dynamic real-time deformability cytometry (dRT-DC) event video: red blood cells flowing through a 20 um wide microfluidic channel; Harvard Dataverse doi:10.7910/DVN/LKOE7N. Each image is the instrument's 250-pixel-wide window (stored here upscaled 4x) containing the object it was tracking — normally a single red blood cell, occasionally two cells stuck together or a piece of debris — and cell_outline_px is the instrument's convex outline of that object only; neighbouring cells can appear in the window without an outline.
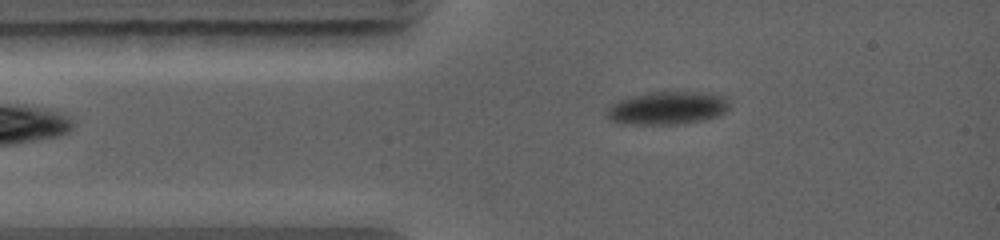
{"species": "common noctule bat (a hibernating species)", "species_latin": "Nyctalus noctula", "temperature_condition": "warm", "stored_images_in_passage": 4, "camera_frame_rate_fps": 5000, "um_per_image_px": 0.085, "animal": {"sex": "female", "body_mass_g": 19.0, "forearm_length_mm": 56.7}, "frame": {"image": 1, "passage_image": 2, "time_ms": 0.8, "image_size_px": [1000, 240], "cell_outline_px": [[732, 104], [724, 112], [716, 116], [704, 120], [684, 124], [620, 124], [612, 120], [604, 112], [612, 104], [620, 100], [632, 96], [652, 92], [712, 92], [724, 96]], "centroid_in_image_um": [56.77, 9.18], "position_along_channel_um": 28.2, "area_um2": 23.76}}
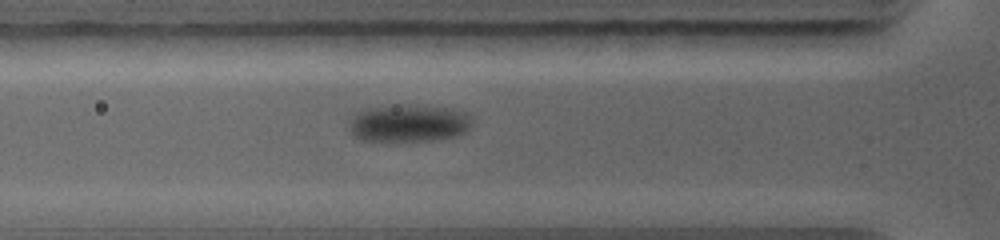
{"frame": {"image": 2, "passage_image": 4, "time_ms": 2.6, "image_size_px": [1000, 240], "cell_outline_px": [[472, 124], [464, 132], [452, 136], [432, 140], [360, 140], [352, 136], [348, 128], [356, 116], [360, 112], [376, 108], [452, 108], [464, 112], [472, 120]], "centroid_in_image_um": [34.77, 10.53], "position_along_channel_um": 91.0, "area_um2": 24.97}}